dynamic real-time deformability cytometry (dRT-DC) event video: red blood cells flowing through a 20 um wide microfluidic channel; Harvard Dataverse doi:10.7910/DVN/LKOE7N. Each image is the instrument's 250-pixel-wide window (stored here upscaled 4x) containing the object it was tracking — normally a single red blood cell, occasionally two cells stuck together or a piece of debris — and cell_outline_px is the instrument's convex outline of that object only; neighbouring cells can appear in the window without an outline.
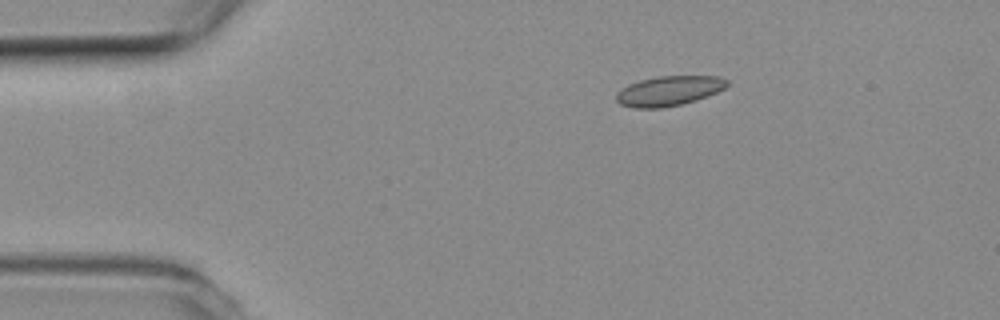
{"species": "common noctule bat (a hibernating species)", "species_latin": "Nyctalus noctula", "temperature_condition": "room temperature", "stored_images_in_passage": 46, "camera_frame_rate_fps": 3000, "um_per_image_px": 0.085, "animal": {"sex": "female", "body_mass_g": 19.3, "forearm_length_mm": 54.1}, "frame": {"image": 1, "passage_image": 1, "time_ms": 0.0, "image_size_px": [1000, 320], "cell_outline_px": [[728, 84], [724, 88], [708, 96], [696, 100], [680, 104], [660, 108], [636, 108], [620, 104], [616, 100], [616, 92], [628, 84], [640, 80], [660, 76], [720, 76], [728, 80]], "centroid_in_image_um": [56.85, 7.72], "position_along_channel_um": 28.2, "area_um2": 19.19}}
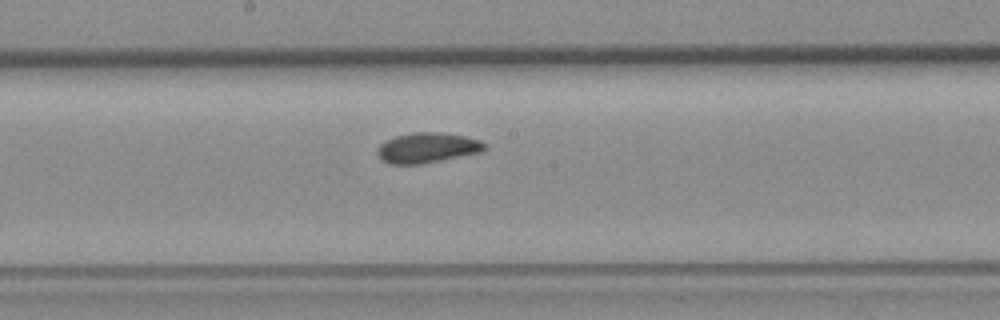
{"frame": {"image": 2, "passage_image": 20, "time_ms": 6.333, "image_size_px": [1000, 320], "cell_outline_px": [[484, 148], [480, 152], [420, 164], [388, 164], [376, 152], [380, 144], [396, 136], [412, 132], [440, 132], [464, 136], [480, 140], [484, 144]], "centroid_in_image_um": [36.29, 12.55], "position_along_channel_um": 211.9, "area_um2": 18.5}}
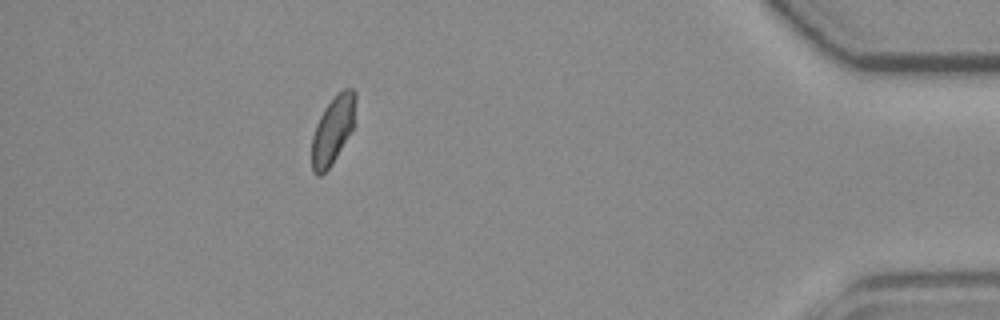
{"frame": {"image": 3, "passage_image": 40, "time_ms": 13.0, "image_size_px": [1000, 320], "cell_outline_px": [[356, 100], [352, 128], [332, 164], [320, 176], [316, 176], [312, 172], [312, 136], [316, 124], [324, 108], [336, 92], [344, 88], [352, 88], [356, 92]], "centroid_in_image_um": [28.27, 11.01], "position_along_channel_um": 406.9, "area_um2": 17.22}}